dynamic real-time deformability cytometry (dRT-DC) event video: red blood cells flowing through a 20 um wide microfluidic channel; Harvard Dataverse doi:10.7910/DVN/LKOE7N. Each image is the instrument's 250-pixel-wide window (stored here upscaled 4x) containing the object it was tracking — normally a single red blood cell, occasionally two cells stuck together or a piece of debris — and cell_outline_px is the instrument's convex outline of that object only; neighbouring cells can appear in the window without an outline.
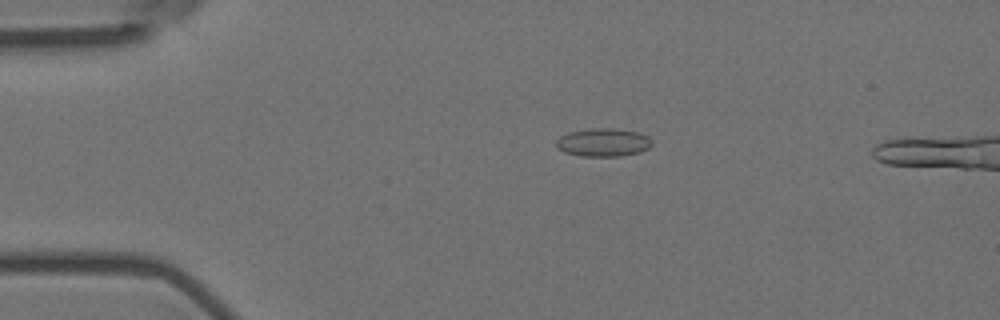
{"species": "Egyptian fruit bat (a non-hibernating species)", "species_latin": "Rousettus aegyptiacus", "temperature_condition": "room temperature", "stored_images_in_passage": 54, "camera_frame_rate_fps": 3000, "um_per_image_px": 0.085, "animal": {"sex": "female"}, "frame": {"image": 1, "passage_image": 12, "time_ms": 3.667, "image_size_px": [1000, 320], "cell_outline_px": [[652, 144], [648, 148], [640, 152], [620, 156], [580, 156], [564, 152], [556, 148], [556, 140], [560, 136], [568, 132], [588, 128], [612, 128], [640, 132], [648, 136], [652, 140]], "centroid_in_image_um": [51.26, 12.1], "position_along_channel_um": 33.7, "area_um2": 15.95}}
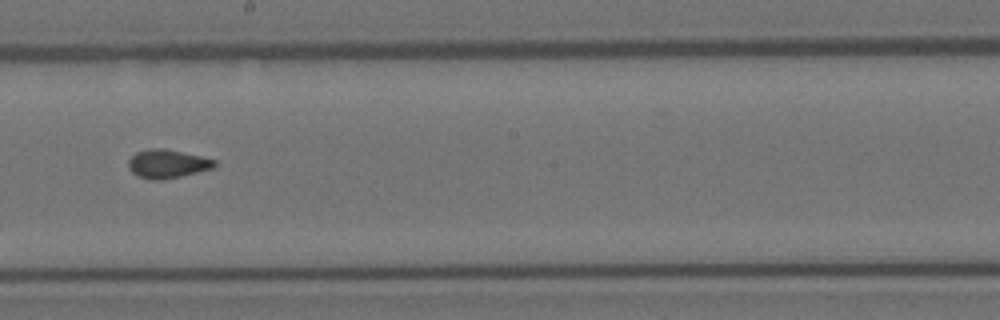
{"frame": {"image": 2, "passage_image": 32, "time_ms": 10.333, "image_size_px": [1000, 320], "cell_outline_px": [[216, 164], [212, 168], [180, 176], [160, 180], [152, 180], [136, 176], [128, 168], [128, 160], [136, 152], [148, 148], [164, 148], [200, 156], [216, 160]], "centroid_in_image_um": [14.17, 13.92], "position_along_channel_um": 234.0, "area_um2": 14.28}}
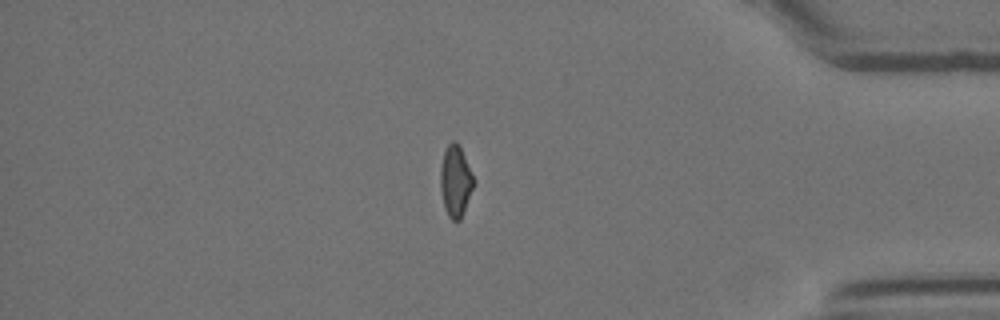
{"frame": {"image": 3, "passage_image": 48, "time_ms": 15.667, "image_size_px": [1000, 320], "cell_outline_px": [[472, 188], [460, 220], [452, 220], [448, 216], [444, 208], [440, 188], [440, 168], [444, 152], [448, 144], [452, 140], [456, 140], [460, 144], [472, 176]], "centroid_in_image_um": [38.67, 15.36], "position_along_channel_um": 396.5, "area_um2": 13.53}}